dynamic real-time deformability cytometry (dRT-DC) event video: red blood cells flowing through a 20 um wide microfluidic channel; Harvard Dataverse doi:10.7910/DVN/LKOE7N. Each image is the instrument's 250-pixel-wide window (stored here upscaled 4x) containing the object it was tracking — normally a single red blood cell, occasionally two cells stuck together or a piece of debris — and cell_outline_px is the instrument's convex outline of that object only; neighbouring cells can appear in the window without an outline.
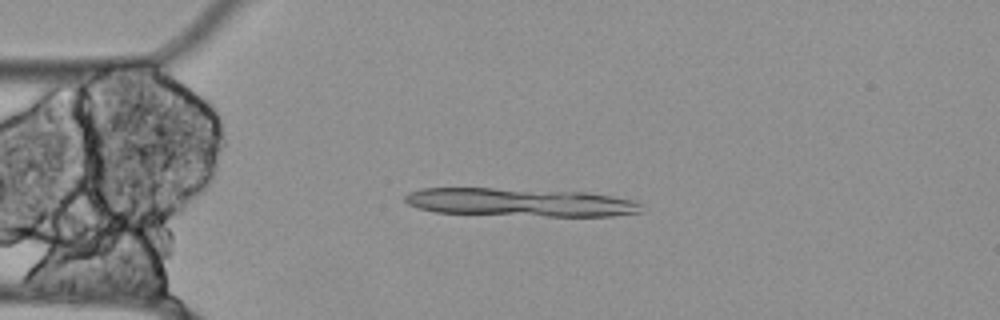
{"species": "Egyptian fruit bat (a non-hibernating species)", "species_latin": "Rousettus aegyptiacus", "temperature_condition": "cold", "stored_images_in_passage": 14, "camera_frame_rate_fps": 3000, "um_per_image_px": 0.085, "animal": {"sex": "female"}, "frame": {"image": 1, "passage_image": 12, "time_ms": 3.667, "image_size_px": [1000, 320], "cell_outline_px": [[644, 212], [612, 216], [548, 216], [432, 212], [408, 204], [404, 200], [404, 196], [408, 192], [420, 188], [492, 188], [588, 192], [636, 200], [640, 204]], "centroid_in_image_um": [44.23, 17.19], "position_along_channel_um": 40.8, "area_um2": 39.13}}